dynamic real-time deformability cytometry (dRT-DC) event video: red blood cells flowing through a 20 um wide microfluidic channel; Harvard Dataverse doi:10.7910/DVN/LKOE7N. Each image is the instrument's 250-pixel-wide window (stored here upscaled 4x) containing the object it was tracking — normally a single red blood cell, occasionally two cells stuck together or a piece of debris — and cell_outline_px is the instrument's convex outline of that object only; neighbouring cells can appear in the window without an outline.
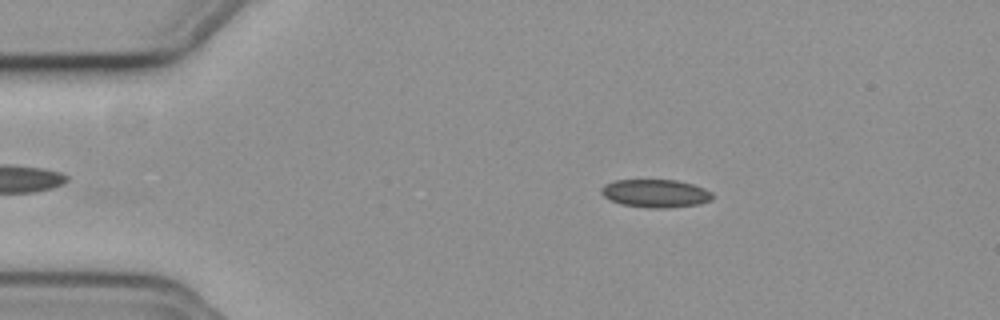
{"species": "common noctule bat (a hibernating species)", "species_latin": "Nyctalus noctula", "temperature_condition": "cold", "stored_images_in_passage": 38, "camera_frame_rate_fps": 3000, "um_per_image_px": 0.085, "animal": {"sex": "female", "body_mass_g": 19.3, "forearm_length_mm": 54.1}, "frame": {"image": 1, "passage_image": 1, "time_ms": 0.0, "image_size_px": [1000, 320], "cell_outline_px": [[712, 200], [696, 204], [668, 208], [652, 208], [620, 204], [604, 196], [600, 192], [600, 188], [604, 184], [616, 180], [676, 180], [692, 184], [704, 188], [712, 192]], "centroid_in_image_um": [55.7, 16.43], "position_along_channel_um": 29.3, "area_um2": 18.09}}
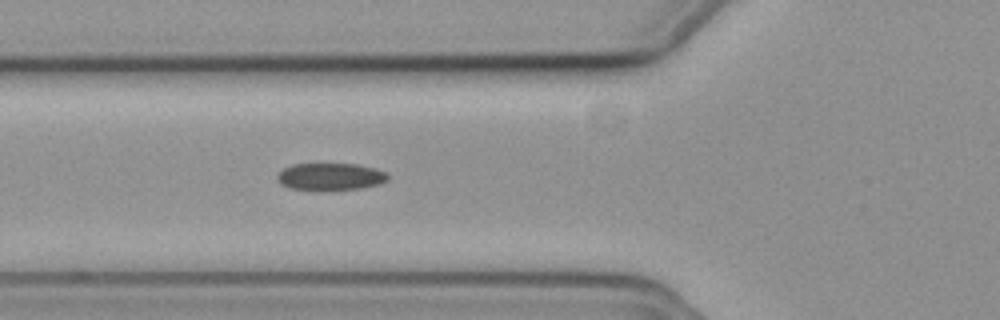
{"frame": {"image": 2, "passage_image": 11, "time_ms": 3.333, "image_size_px": [1000, 320], "cell_outline_px": [[388, 180], [380, 184], [360, 188], [320, 192], [288, 188], [280, 184], [276, 180], [276, 176], [284, 168], [292, 164], [356, 164], [376, 168], [388, 172]], "centroid_in_image_um": [28.07, 15.04], "position_along_channel_um": 97.7, "area_um2": 18.15}}
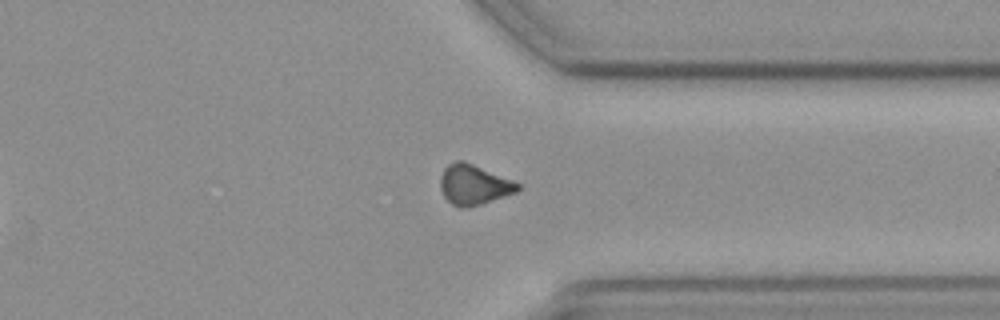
{"frame": {"image": 3, "passage_image": 33, "time_ms": 10.667, "image_size_px": [1000, 320], "cell_outline_px": [[520, 188], [516, 192], [468, 208], [460, 208], [452, 204], [444, 196], [440, 188], [440, 176], [444, 168], [448, 164], [456, 160], [464, 160], [512, 180], [520, 184]], "centroid_in_image_um": [40.24, 15.69], "position_along_channel_um": 371.2, "area_um2": 18.03}}